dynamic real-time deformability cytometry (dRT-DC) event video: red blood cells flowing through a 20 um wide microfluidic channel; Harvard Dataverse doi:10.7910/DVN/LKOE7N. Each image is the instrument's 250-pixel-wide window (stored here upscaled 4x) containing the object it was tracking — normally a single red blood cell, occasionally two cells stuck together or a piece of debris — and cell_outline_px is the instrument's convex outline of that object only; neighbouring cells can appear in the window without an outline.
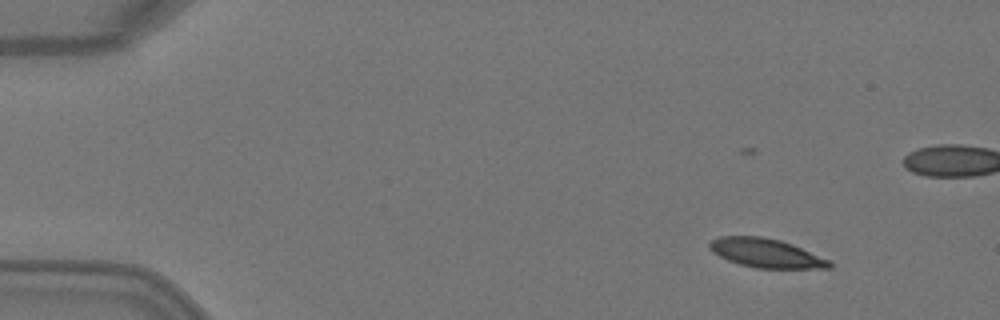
{"species": "Egyptian fruit bat (a non-hibernating species)", "species_latin": "Rousettus aegyptiacus", "temperature_condition": "warm", "stored_images_in_passage": 5, "camera_frame_rate_fps": 3000, "um_per_image_px": 0.085, "animal": {"sex": "female"}, "frame": {"image": 1, "passage_image": 1, "time_ms": 0.0, "image_size_px": [1000, 320], "cell_outline_px": [[832, 268], [756, 268], [740, 264], [728, 260], [712, 252], [708, 248], [708, 244], [712, 240], [720, 236], [760, 236], [780, 240], [792, 244], [832, 260]], "centroid_in_image_um": [65.13, 21.51], "position_along_channel_um": 19.9, "area_um2": 20.29}}